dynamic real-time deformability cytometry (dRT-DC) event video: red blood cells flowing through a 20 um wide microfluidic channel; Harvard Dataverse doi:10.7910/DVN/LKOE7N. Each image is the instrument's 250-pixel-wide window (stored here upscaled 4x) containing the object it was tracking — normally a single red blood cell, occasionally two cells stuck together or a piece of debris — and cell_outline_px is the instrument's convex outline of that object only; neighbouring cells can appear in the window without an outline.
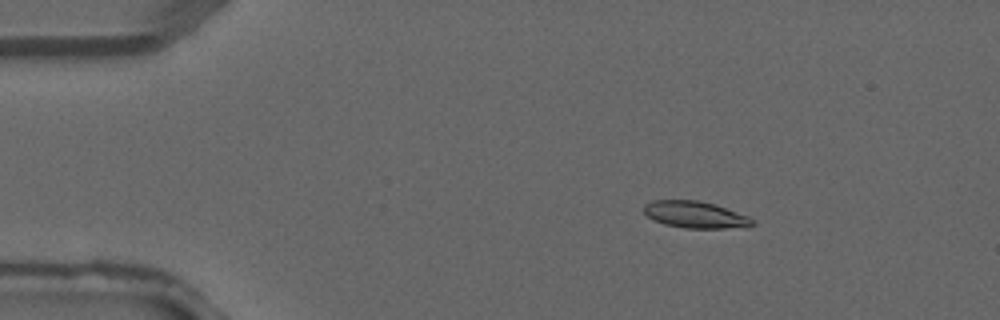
{"species": "common noctule bat (a hibernating species)", "species_latin": "Nyctalus noctula", "temperature_condition": "warm", "stored_images_in_passage": 1, "camera_frame_rate_fps": 3000, "um_per_image_px": 0.085, "animal": {"sex": "male", "forearm_length_mm": 52.5}, "frame": {"image": 1, "passage_image": 1, "time_ms": 0.0, "image_size_px": [1000, 320], "cell_outline_px": [[756, 224], [748, 228], [684, 228], [664, 224], [652, 220], [644, 212], [644, 204], [652, 200], [696, 200], [716, 204], [748, 216], [756, 220]], "centroid_in_image_um": [59.15, 18.26], "position_along_channel_um": 25.9, "area_um2": 17.28}}